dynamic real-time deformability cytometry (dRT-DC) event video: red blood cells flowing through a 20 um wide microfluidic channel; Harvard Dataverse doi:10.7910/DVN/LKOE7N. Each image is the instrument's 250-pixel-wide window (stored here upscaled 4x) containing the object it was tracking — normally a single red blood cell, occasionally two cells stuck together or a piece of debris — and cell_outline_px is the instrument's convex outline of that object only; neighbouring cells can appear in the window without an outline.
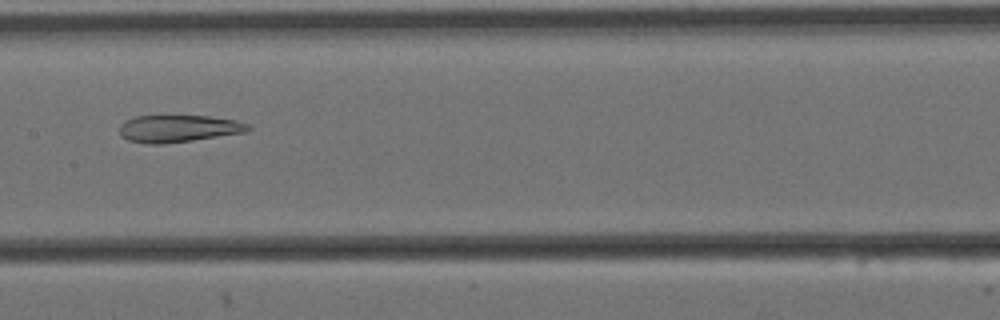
{"species": "Egyptian fruit bat (a non-hibernating species)", "species_latin": "Rousettus aegyptiacus", "temperature_condition": "cold", "stored_images_in_passage": 9, "camera_frame_rate_fps": 3000, "um_per_image_px": 0.085, "animal": {"sex": "female"}, "frame": {"image": 1, "passage_image": 7, "time_ms": 2.0, "image_size_px": [1000, 320], "cell_outline_px": [[252, 128], [248, 132], [164, 144], [148, 144], [128, 140], [120, 136], [120, 124], [124, 120], [136, 116], [208, 116], [236, 120], [248, 124]], "centroid_in_image_um": [15.16, 10.93], "position_along_channel_um": 192.2, "area_um2": 20.46}}
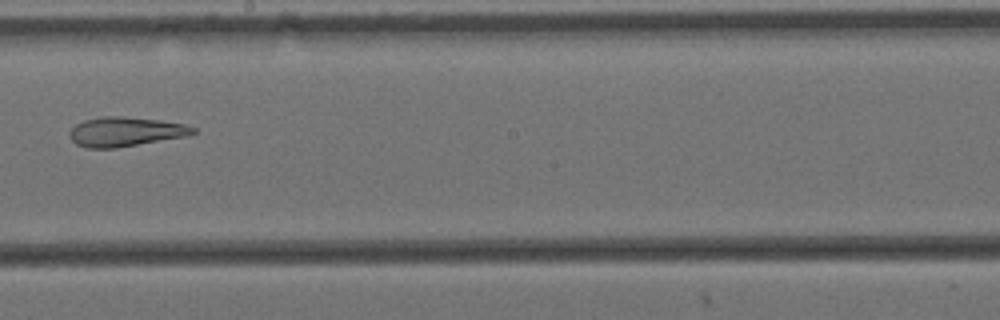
{"frame": {"image": 2, "passage_image": 8, "time_ms": 2.333, "image_size_px": [1000, 320], "cell_outline_px": [[196, 132], [184, 136], [116, 148], [88, 148], [76, 144], [68, 136], [68, 132], [76, 124], [84, 120], [104, 116], [120, 116], [156, 120], [184, 124], [196, 128]], "centroid_in_image_um": [10.6, 11.2], "position_along_channel_um": 237.6, "area_um2": 20.87}}
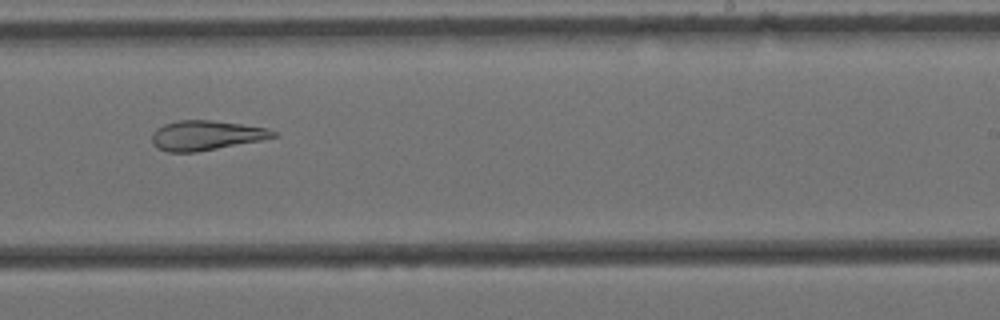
{"frame": {"image": 3, "passage_image": 9, "time_ms": 2.667, "image_size_px": [1000, 320], "cell_outline_px": [[276, 136], [264, 140], [196, 152], [168, 152], [156, 148], [152, 144], [152, 132], [156, 128], [164, 124], [180, 120], [208, 120], [240, 124], [268, 128], [276, 132]], "centroid_in_image_um": [17.49, 11.51], "position_along_channel_um": 271.5, "area_um2": 21.04}}